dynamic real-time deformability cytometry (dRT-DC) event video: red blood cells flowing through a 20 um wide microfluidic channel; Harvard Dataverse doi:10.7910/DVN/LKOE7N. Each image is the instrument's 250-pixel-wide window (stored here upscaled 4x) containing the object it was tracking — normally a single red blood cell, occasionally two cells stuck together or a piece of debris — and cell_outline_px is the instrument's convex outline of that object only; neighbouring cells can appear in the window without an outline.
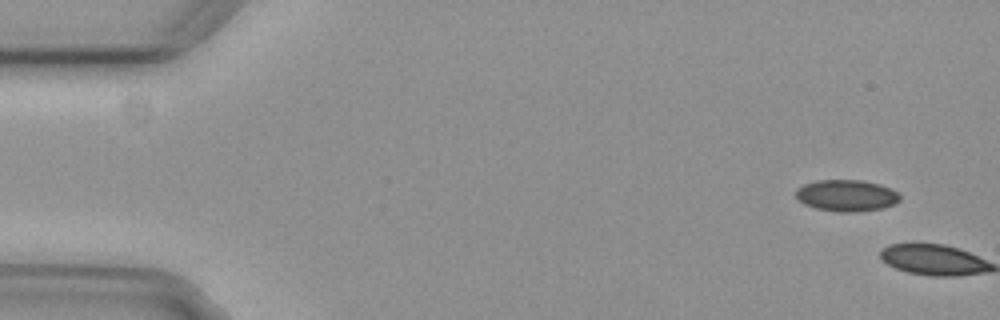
{"species": "common noctule bat (a hibernating species)", "species_latin": "Nyctalus noctula", "temperature_condition": "cold", "stored_images_in_passage": 2, "camera_frame_rate_fps": 3000, "um_per_image_px": 0.085, "animal": {"sex": "female", "body_mass_g": 29.2, "forearm_length_mm": 56.3}, "frame": {"image": 1, "passage_image": 1, "time_ms": 0.0, "image_size_px": [1000, 320], "cell_outline_px": [[900, 200], [892, 204], [880, 208], [860, 212], [840, 212], [816, 208], [804, 204], [796, 196], [796, 192], [804, 184], [816, 180], [860, 180], [880, 184], [892, 188], [900, 196]], "centroid_in_image_um": [71.97, 16.61], "position_along_channel_um": 13.0, "area_um2": 18.96}}